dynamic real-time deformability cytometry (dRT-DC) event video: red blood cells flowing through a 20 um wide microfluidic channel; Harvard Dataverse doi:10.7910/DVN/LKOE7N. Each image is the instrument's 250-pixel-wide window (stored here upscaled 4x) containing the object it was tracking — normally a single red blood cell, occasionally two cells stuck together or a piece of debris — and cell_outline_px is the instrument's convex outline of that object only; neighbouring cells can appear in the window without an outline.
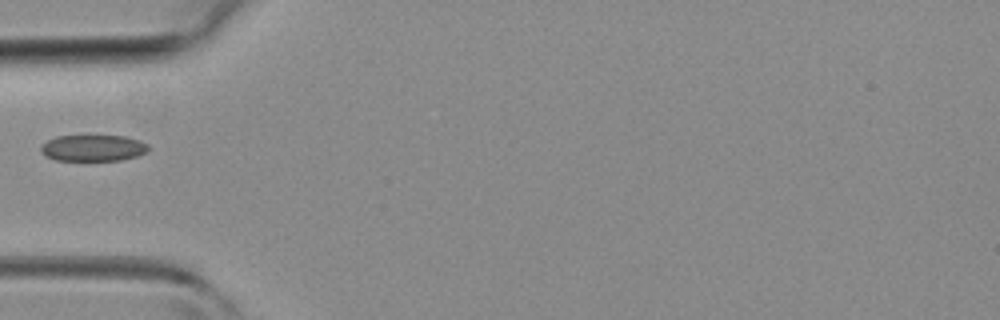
{"species": "common noctule bat (a hibernating species)", "species_latin": "Nyctalus noctula", "temperature_condition": "room temperature", "stored_images_in_passage": 13, "camera_frame_rate_fps": 3000, "um_per_image_px": 0.085, "animal": {"sex": "female", "body_mass_g": 19.3, "forearm_length_mm": 54.1}, "frame": {"image": 1, "passage_image": 1, "time_ms": 0.0, "image_size_px": [1000, 320], "cell_outline_px": [[148, 152], [136, 156], [120, 160], [56, 160], [44, 156], [40, 152], [40, 148], [48, 140], [56, 136], [124, 136], [140, 140], [148, 144]], "centroid_in_image_um": [7.91, 12.58], "position_along_channel_um": 77.1, "area_um2": 16.47}}
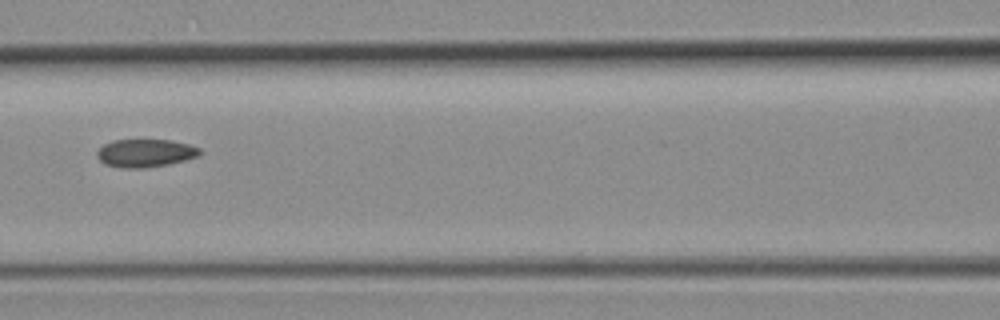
{"frame": {"image": 2, "passage_image": 6, "time_ms": 1.667, "image_size_px": [1000, 320], "cell_outline_px": [[204, 152], [200, 156], [168, 164], [144, 168], [124, 168], [104, 164], [96, 156], [96, 152], [104, 144], [112, 140], [172, 140], [188, 144], [200, 148]], "centroid_in_image_um": [12.37, 13.01], "position_along_channel_um": 154.2, "area_um2": 16.88}}
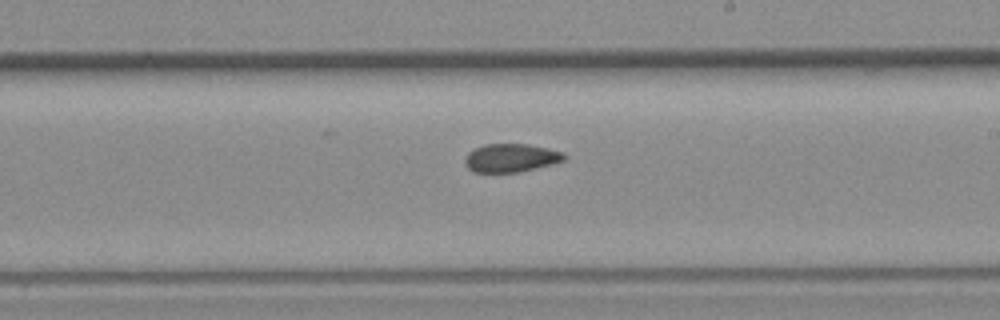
{"frame": {"image": 3, "passage_image": 12, "time_ms": 3.667, "image_size_px": [1000, 320], "cell_outline_px": [[564, 160], [552, 164], [516, 172], [472, 172], [464, 164], [464, 160], [468, 152], [484, 144], [528, 144], [548, 148], [564, 152]], "centroid_in_image_um": [43.39, 13.41], "position_along_channel_um": 245.6, "area_um2": 16.3}}